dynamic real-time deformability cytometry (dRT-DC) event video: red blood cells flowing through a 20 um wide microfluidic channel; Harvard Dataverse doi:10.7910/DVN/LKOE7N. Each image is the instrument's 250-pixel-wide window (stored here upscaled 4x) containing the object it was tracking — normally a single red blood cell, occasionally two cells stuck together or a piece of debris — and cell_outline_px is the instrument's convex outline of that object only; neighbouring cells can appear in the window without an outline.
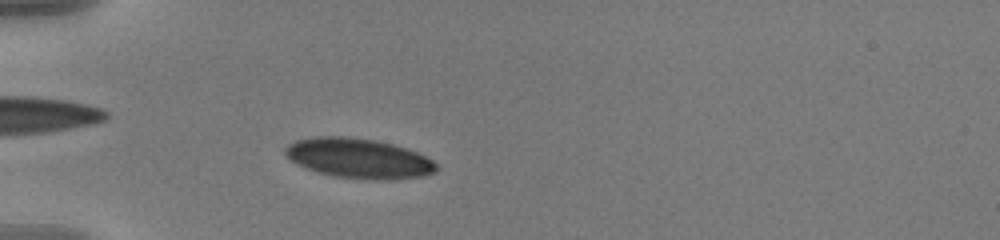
{"species": "human", "species_latin": "Homo sapiens", "temperature_condition": "warm", "stored_images_in_passage": 50, "camera_frame_rate_fps": 3000, "um_per_image_px": 0.085, "donor": {"sex": "male"}, "frame": {"image": 1, "passage_image": 11, "time_ms": 3.333, "image_size_px": [1000, 240], "cell_outline_px": [[440, 168], [436, 172], [424, 176], [388, 180], [380, 180], [332, 176], [308, 168], [292, 160], [284, 152], [284, 148], [288, 144], [296, 140], [312, 136], [348, 136], [376, 140], [392, 144], [416, 152], [432, 160]], "centroid_in_image_um": [30.51, 13.45], "position_along_channel_um": 54.5, "area_um2": 34.97}}
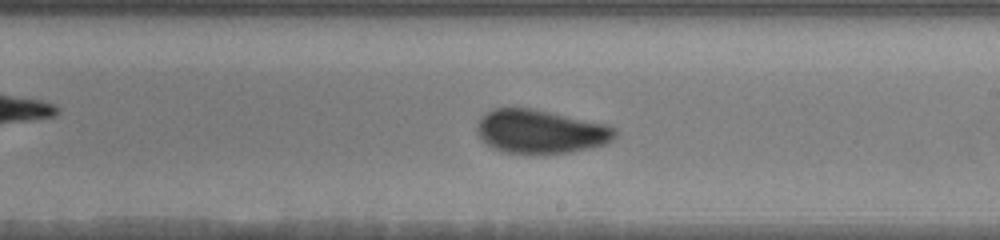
{"frame": {"image": 2, "passage_image": 28, "time_ms": 9.0, "image_size_px": [1000, 240], "cell_outline_px": [[616, 136], [612, 140], [604, 144], [588, 148], [568, 152], [504, 152], [492, 148], [476, 132], [476, 124], [480, 116], [484, 112], [492, 108], [532, 108], [608, 124], [616, 128]], "centroid_in_image_um": [45.92, 11.14], "position_along_channel_um": 243.1, "area_um2": 34.91}}
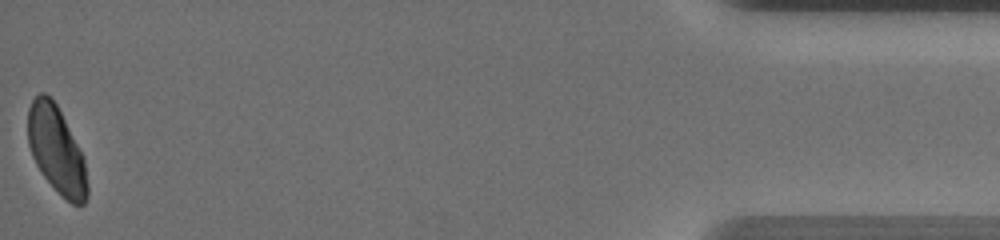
{"frame": {"image": 3, "passage_image": 50, "time_ms": 16.333, "image_size_px": [1000, 240], "cell_outline_px": [[88, 196], [84, 204], [72, 204], [44, 176], [36, 164], [32, 156], [28, 144], [28, 108], [32, 100], [40, 92], [44, 92], [56, 104], [84, 160], [88, 184]], "centroid_in_image_um": [4.78, 12.74], "position_along_channel_um": 430.4, "area_um2": 29.3}, "authors_computed_cell_mechanics": {"area_um2": 33.7552, "velocity_mm_per_s": 3.6128, "shape_relaxation_time_tau1_ms": 3.9101, "shape_relaxation_time_tau2_ms": 0.7961, "deformation_change_tau1": 0.1222, "deformation_change_tau2": 0.048}}